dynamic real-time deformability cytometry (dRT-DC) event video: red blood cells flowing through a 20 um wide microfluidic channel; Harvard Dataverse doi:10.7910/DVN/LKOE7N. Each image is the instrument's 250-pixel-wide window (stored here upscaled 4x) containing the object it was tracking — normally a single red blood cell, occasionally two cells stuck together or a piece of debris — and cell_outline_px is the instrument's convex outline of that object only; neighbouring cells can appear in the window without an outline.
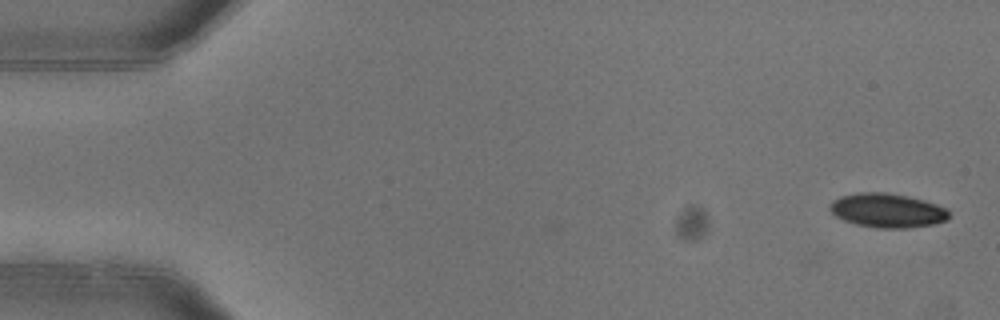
{"species": "common noctule bat (a hibernating species)", "species_latin": "Nyctalus noctula", "temperature_condition": "warm", "stored_images_in_passage": 4, "camera_frame_rate_fps": 3000, "um_per_image_px": 0.085, "animal": {"sex": "female"}, "frame": {"image": 1, "passage_image": 1, "time_ms": 0.0, "image_size_px": [1000, 320], "cell_outline_px": [[948, 220], [932, 224], [908, 228], [876, 228], [856, 224], [844, 220], [836, 216], [828, 208], [832, 200], [840, 196], [860, 192], [888, 192], [908, 196], [924, 200], [948, 208]], "centroid_in_image_um": [75.42, 17.88], "position_along_channel_um": 9.6, "area_um2": 23.81}}
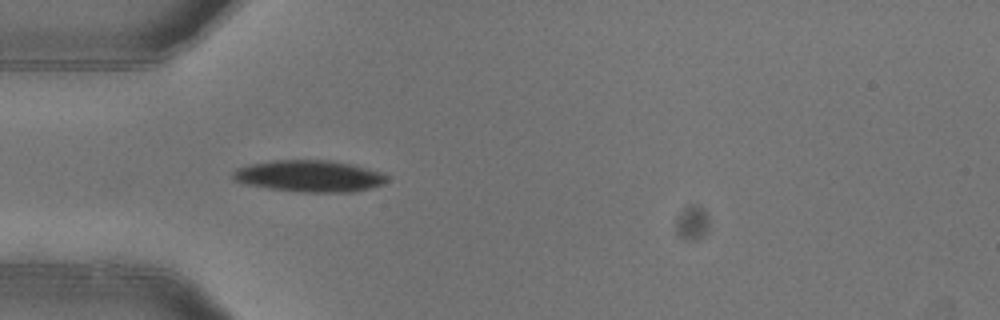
{"frame": {"image": 2, "passage_image": 4, "time_ms": 1.0, "image_size_px": [1000, 320], "cell_outline_px": [[388, 180], [384, 184], [352, 192], [300, 192], [268, 188], [244, 184], [236, 180], [232, 176], [232, 172], [236, 168], [252, 164], [276, 160], [328, 160], [352, 164], [384, 172], [388, 176]], "centroid_in_image_um": [26.33, 14.97], "position_along_channel_um": 58.7, "area_um2": 28.44}}